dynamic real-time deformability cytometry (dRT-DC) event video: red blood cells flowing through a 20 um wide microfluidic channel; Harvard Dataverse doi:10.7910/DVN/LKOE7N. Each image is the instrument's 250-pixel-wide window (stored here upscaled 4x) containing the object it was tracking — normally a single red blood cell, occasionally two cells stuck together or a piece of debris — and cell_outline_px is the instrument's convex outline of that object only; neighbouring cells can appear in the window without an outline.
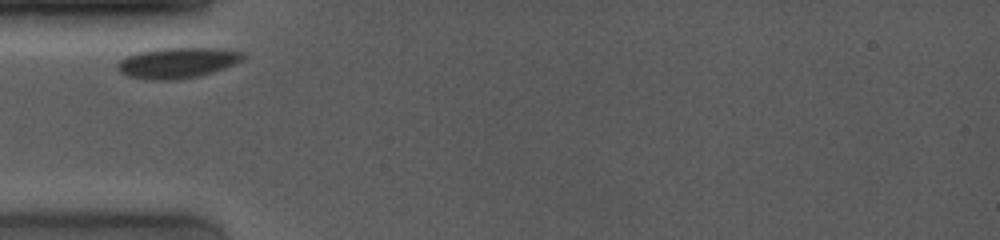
{"species": "common noctule bat (a hibernating species)", "species_latin": "Nyctalus noctula", "temperature_condition": "room temperature", "stored_images_in_passage": 2, "camera_frame_rate_fps": 4000, "um_per_image_px": 0.085, "animal": {"sex": "female", "body_mass_g": 19.0, "forearm_length_mm": 53.3}, "frame": {"image": 1, "passage_image": 1, "time_ms": 0.0, "image_size_px": [1000, 240], "cell_outline_px": [[244, 60], [224, 68], [212, 72], [196, 76], [176, 80], [152, 80], [128, 76], [120, 72], [116, 64], [120, 60], [136, 52], [160, 48], [216, 48], [244, 52]], "centroid_in_image_um": [15.08, 5.33], "position_along_channel_um": 69.9, "area_um2": 22.31}}